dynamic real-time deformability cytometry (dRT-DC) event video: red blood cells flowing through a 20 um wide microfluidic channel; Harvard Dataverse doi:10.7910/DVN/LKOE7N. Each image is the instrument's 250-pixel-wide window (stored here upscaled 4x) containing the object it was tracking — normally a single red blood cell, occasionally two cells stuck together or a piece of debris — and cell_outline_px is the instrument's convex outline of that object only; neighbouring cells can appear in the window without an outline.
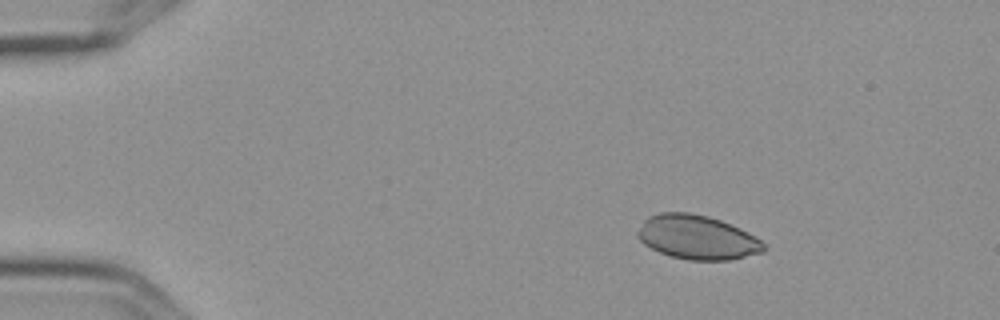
{"species": "Egyptian fruit bat (a non-hibernating species)", "species_latin": "Rousettus aegyptiacus", "temperature_condition": "cold", "stored_images_in_passage": 5, "camera_frame_rate_fps": 3000, "um_per_image_px": 0.085, "frame": {"image": 1, "passage_image": 3, "time_ms": 0.667, "image_size_px": [1000, 320], "cell_outline_px": [[768, 248], [764, 252], [728, 260], [688, 260], [672, 256], [660, 252], [644, 244], [636, 236], [636, 232], [644, 220], [648, 216], [660, 212], [688, 212], [708, 216], [720, 220], [740, 228], [756, 236]], "centroid_in_image_um": [59.26, 20.16], "position_along_channel_um": 25.7, "area_um2": 32.54}}